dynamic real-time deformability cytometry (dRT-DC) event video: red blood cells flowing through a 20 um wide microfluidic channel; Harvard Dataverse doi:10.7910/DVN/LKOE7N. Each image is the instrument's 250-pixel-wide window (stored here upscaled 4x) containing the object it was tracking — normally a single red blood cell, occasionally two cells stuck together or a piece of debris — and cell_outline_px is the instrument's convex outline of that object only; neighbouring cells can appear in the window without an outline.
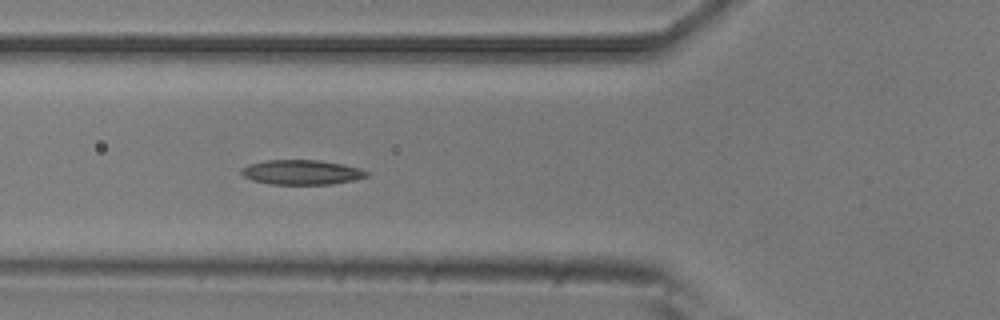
{"species": "common noctule bat (a hibernating species)", "species_latin": "Nyctalus noctula", "temperature_condition": "room temperature", "stored_images_in_passage": 6, "camera_frame_rate_fps": 3000, "um_per_image_px": 0.085, "animal": {"sex": "male", "body_mass_g": 20.5, "forearm_length_mm": 52.5}, "frame": {"image": 1, "passage_image": 5, "time_ms": 1.333, "image_size_px": [1000, 320], "cell_outline_px": [[368, 176], [352, 180], [332, 184], [272, 184], [252, 180], [244, 176], [240, 172], [240, 168], [248, 164], [264, 160], [320, 160], [360, 168], [368, 172]], "centroid_in_image_um": [25.59, 14.63], "position_along_channel_um": 100.2, "area_um2": 17.98}}